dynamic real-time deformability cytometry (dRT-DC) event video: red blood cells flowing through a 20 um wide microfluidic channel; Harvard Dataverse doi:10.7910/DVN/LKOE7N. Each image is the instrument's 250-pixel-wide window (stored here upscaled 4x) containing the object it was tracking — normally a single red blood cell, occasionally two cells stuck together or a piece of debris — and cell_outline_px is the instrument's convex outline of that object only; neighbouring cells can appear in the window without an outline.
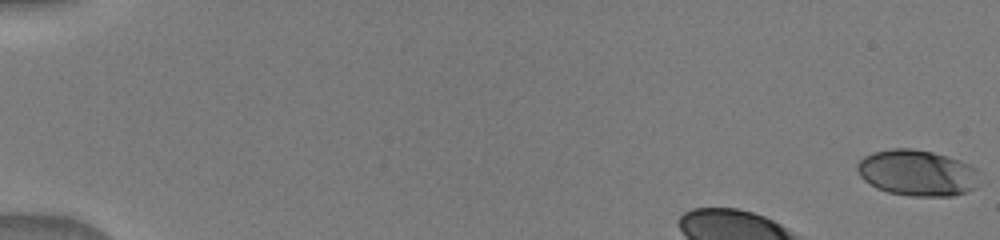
{"species": "human", "species_latin": "Homo sapiens", "temperature_condition": "warm", "stored_images_in_passage": 9, "camera_frame_rate_fps": 3000, "um_per_image_px": 0.085, "donor": {"sex": "male"}, "frame": {"image": 1, "passage_image": 1, "time_ms": 0.0, "image_size_px": [1000, 240], "cell_outline_px": [[976, 188], [952, 196], [908, 196], [888, 192], [876, 188], [864, 180], [860, 176], [856, 168], [856, 164], [864, 156], [872, 152], [892, 148], [912, 148], [932, 152], [948, 156], [960, 160], [976, 168]], "centroid_in_image_um": [77.91, 14.69], "position_along_channel_um": 7.1, "area_um2": 32.83}}